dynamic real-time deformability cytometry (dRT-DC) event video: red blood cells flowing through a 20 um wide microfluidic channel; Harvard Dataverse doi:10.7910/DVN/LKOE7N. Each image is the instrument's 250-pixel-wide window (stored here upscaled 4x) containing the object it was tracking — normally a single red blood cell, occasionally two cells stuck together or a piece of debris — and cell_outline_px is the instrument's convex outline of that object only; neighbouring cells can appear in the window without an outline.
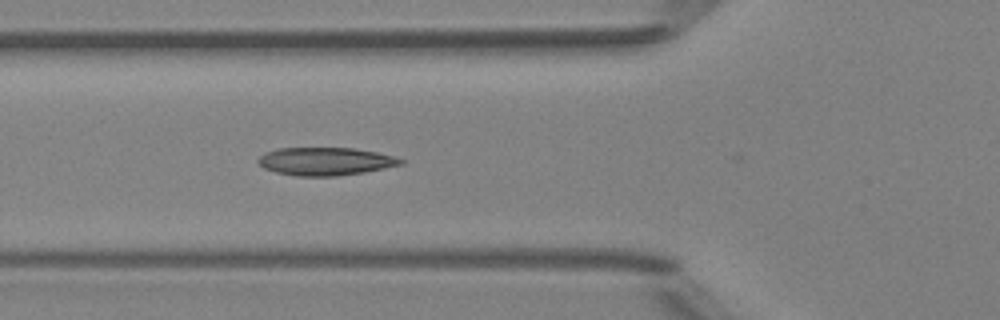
{"species": "Egyptian fruit bat (a non-hibernating species)", "species_latin": "Rousettus aegyptiacus", "temperature_condition": "room temperature", "stored_images_in_passage": 5, "camera_frame_rate_fps": 3000, "um_per_image_px": 0.085, "animal": {"sex": "female"}, "frame": {"image": 1, "passage_image": 5, "time_ms": 5.333, "image_size_px": [1000, 320], "cell_outline_px": [[404, 164], [364, 172], [336, 176], [296, 176], [276, 172], [264, 168], [256, 160], [264, 152], [280, 148], [356, 148], [396, 156], [404, 160]], "centroid_in_image_um": [27.67, 13.71], "position_along_channel_um": 98.1, "area_um2": 23.29}}